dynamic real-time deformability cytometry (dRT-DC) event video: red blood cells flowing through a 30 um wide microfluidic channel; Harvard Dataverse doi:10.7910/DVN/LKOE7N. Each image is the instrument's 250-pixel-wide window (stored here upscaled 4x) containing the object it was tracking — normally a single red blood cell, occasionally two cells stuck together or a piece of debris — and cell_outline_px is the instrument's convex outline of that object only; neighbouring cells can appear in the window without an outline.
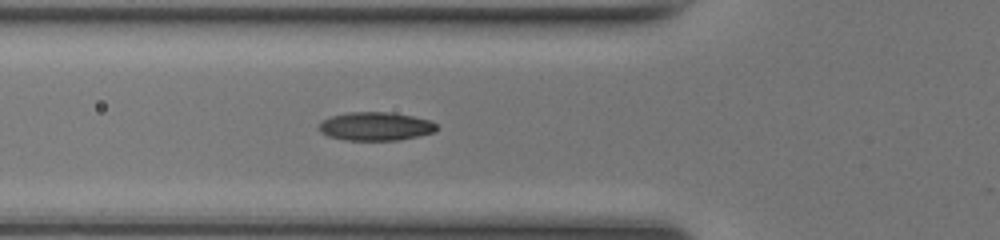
{"species": "common noctule bat (a hibernating species)", "species_latin": "Nyctalus noctula", "temperature_condition": "room temperature", "stored_images_in_passage": 31, "camera_frame_rate_fps": 3000, "um_per_image_px": 0.085, "animal": {"sex": "female", "body_mass_g": 17.0, "forearm_length_mm": 48.0}, "frame": {"image": 1, "passage_image": 6, "time_ms": 1.667, "image_size_px": [1000, 240], "cell_outline_px": [[436, 132], [396, 140], [344, 140], [328, 136], [320, 132], [316, 128], [316, 124], [332, 116], [348, 112], [392, 112], [412, 116], [428, 120], [436, 124]], "centroid_in_image_um": [31.86, 10.74], "position_along_channel_um": 93.9, "area_um2": 19.54}}
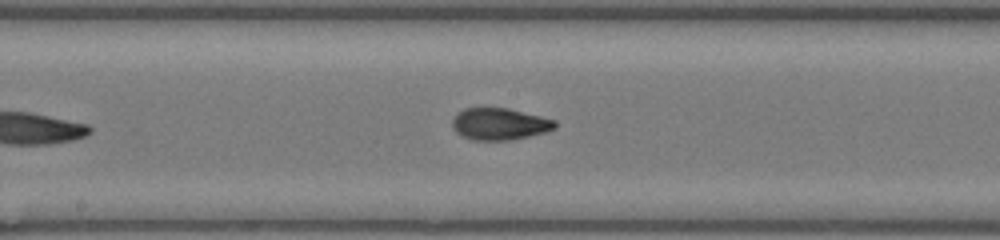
{"frame": {"image": 2, "passage_image": 14, "time_ms": 4.333, "image_size_px": [1000, 240], "cell_outline_px": [[556, 128], [548, 132], [512, 140], [472, 140], [456, 132], [452, 128], [452, 120], [456, 112], [464, 108], [508, 108], [556, 120]], "centroid_in_image_um": [42.46, 10.54], "position_along_channel_um": 205.7, "area_um2": 19.25}}
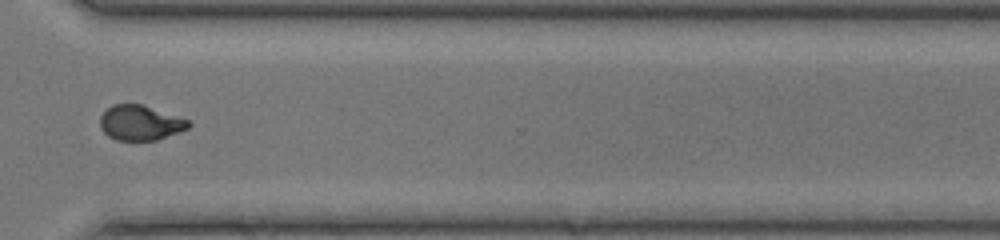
{"frame": {"image": 3, "passage_image": 25, "time_ms": 8.0, "image_size_px": [1000, 240], "cell_outline_px": [[192, 124], [188, 128], [180, 132], [156, 140], [116, 140], [108, 136], [100, 128], [100, 116], [112, 104], [140, 104], [188, 120]], "centroid_in_image_um": [11.9, 10.45], "position_along_channel_um": 358.7, "area_um2": 17.86}, "authors_computed_cell_mechanics": {"area_um2": 18.8428, "velocity_mm_per_s": 4.1773, "shape_relaxation_time_tau1_ms": 4.468, "shape_relaxation_time_tau2_ms": 1.043, "deformation_change_tau1": 0.176, "deformation_change_tau2": 0.0532}}